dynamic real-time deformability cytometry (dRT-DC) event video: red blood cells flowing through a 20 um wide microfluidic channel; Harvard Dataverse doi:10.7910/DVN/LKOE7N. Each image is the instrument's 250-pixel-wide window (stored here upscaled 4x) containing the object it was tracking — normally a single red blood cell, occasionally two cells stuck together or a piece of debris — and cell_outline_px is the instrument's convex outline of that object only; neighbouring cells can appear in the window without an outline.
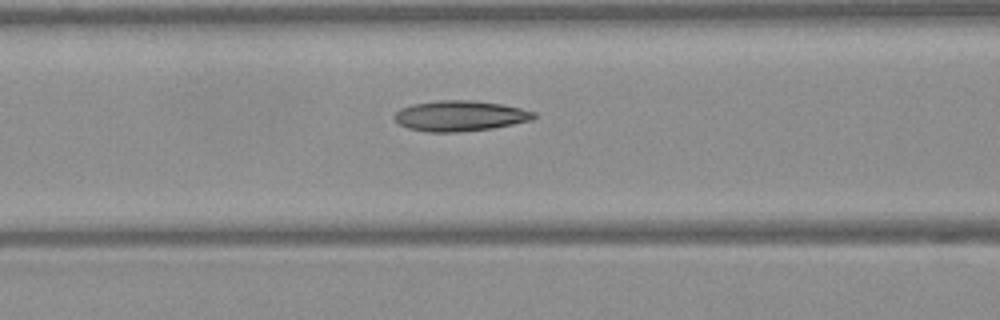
{"species": "Egyptian fruit bat (a non-hibernating species)", "species_latin": "Rousettus aegyptiacus", "temperature_condition": "warm", "stored_images_in_passage": 20, "camera_frame_rate_fps": 3000, "um_per_image_px": 0.085, "frame": {"image": 1, "passage_image": 20, "time_ms": 6.333, "image_size_px": [1000, 320], "cell_outline_px": [[536, 116], [532, 120], [492, 128], [456, 132], [428, 132], [408, 128], [400, 124], [392, 116], [400, 108], [412, 104], [440, 100], [472, 100], [500, 104], [520, 108], [536, 112]], "centroid_in_image_um": [39.08, 9.84], "position_along_channel_um": 127.5, "area_um2": 24.68}}